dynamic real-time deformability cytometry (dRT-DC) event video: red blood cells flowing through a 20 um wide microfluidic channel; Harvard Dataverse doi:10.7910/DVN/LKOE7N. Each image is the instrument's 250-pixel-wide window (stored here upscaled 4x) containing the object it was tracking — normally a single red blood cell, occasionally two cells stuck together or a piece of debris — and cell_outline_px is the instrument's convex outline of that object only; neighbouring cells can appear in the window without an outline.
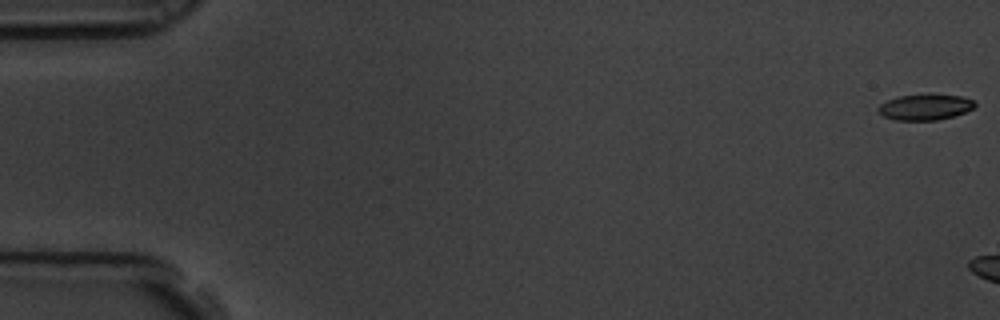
{"species": "common noctule bat (a hibernating species)", "species_latin": "Nyctalus noctula", "temperature_condition": "room temperature", "stored_images_in_passage": 3, "camera_frame_rate_fps": 3000, "um_per_image_px": 0.085, "animal": {"sex": "male", "body_mass_g": 19.5, "forearm_length_mm": 54.6}, "frame": {"image": 1, "passage_image": 1, "time_ms": 0.0, "image_size_px": [1000, 320], "cell_outline_px": [[976, 104], [972, 108], [956, 116], [936, 120], [896, 120], [884, 116], [876, 112], [876, 108], [880, 104], [888, 100], [900, 96], [960, 96], [972, 100]], "centroid_in_image_um": [78.58, 9.14], "position_along_channel_um": 6.4, "area_um2": 14.05}}